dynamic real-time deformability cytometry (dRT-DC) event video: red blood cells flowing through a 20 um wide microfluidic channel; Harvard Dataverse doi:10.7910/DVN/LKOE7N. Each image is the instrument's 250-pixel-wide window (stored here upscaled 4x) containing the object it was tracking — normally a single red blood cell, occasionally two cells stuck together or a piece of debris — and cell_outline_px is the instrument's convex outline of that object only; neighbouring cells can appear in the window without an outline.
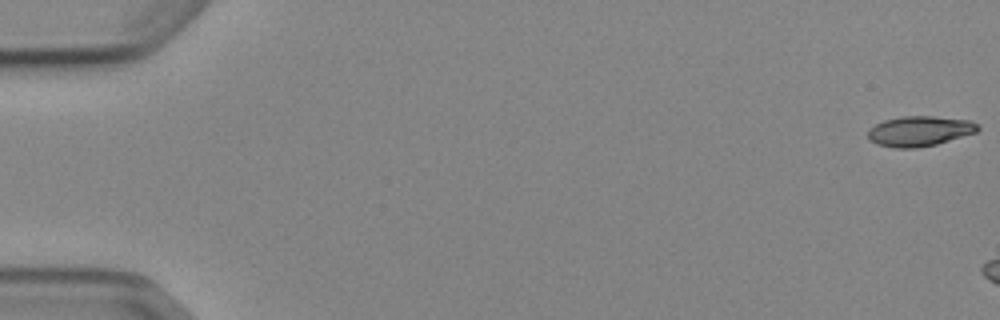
{"species": "Egyptian fruit bat (a non-hibernating species)", "species_latin": "Rousettus aegyptiacus", "temperature_condition": "cold", "stored_images_in_passage": 3, "camera_frame_rate_fps": 3000, "um_per_image_px": 0.085, "animal": {"sex": "female"}, "frame": {"image": 1, "passage_image": 1, "time_ms": 0.0, "image_size_px": [1000, 320], "cell_outline_px": [[980, 128], [976, 132], [936, 144], [916, 148], [896, 148], [876, 144], [868, 140], [868, 128], [884, 120], [900, 116], [932, 116], [972, 120]], "centroid_in_image_um": [78.13, 11.14], "position_along_channel_um": 6.9, "area_um2": 19.36}}